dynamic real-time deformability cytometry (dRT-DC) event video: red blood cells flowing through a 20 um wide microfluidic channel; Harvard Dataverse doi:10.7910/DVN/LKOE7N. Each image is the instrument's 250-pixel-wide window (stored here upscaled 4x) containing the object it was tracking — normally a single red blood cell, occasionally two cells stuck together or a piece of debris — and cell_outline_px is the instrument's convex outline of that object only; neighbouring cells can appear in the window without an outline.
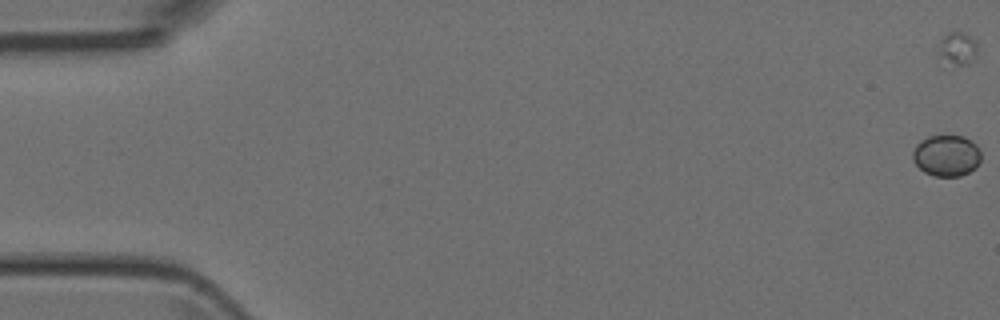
{"species": "Egyptian fruit bat (a non-hibernating species)", "species_latin": "Rousettus aegyptiacus", "temperature_condition": "room temperature", "stored_images_in_passage": 7, "camera_frame_rate_fps": 3000, "um_per_image_px": 0.085, "animal": {"sex": "female"}, "frame": {"image": 1, "passage_image": 1, "time_ms": 0.0, "image_size_px": [1000, 320], "cell_outline_px": [[980, 160], [976, 168], [960, 176], [936, 176], [924, 172], [912, 160], [912, 152], [916, 144], [920, 140], [928, 136], [964, 136], [972, 140], [976, 144], [980, 152]], "centroid_in_image_um": [80.44, 13.21], "position_along_channel_um": 4.6, "area_um2": 16.53}}
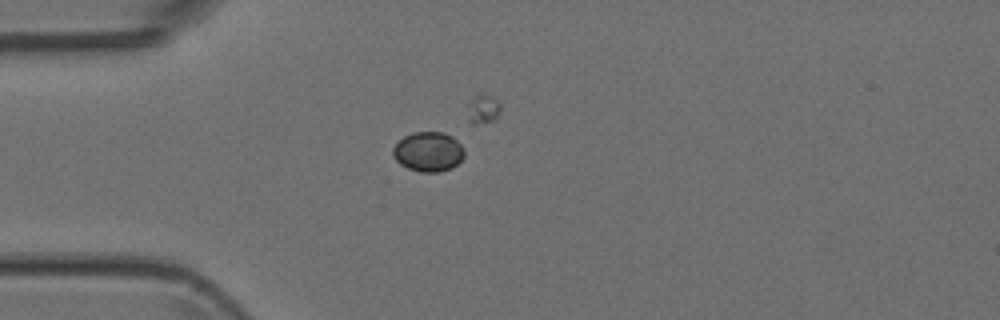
{"frame": {"image": 2, "passage_image": 5, "time_ms": 4.667, "image_size_px": [1000, 320], "cell_outline_px": [[464, 156], [452, 168], [440, 172], [420, 172], [408, 168], [400, 164], [392, 156], [392, 148], [404, 136], [412, 132], [444, 132], [452, 136], [464, 148]], "centroid_in_image_um": [36.4, 12.89], "position_along_channel_um": 48.6, "area_um2": 16.59}}